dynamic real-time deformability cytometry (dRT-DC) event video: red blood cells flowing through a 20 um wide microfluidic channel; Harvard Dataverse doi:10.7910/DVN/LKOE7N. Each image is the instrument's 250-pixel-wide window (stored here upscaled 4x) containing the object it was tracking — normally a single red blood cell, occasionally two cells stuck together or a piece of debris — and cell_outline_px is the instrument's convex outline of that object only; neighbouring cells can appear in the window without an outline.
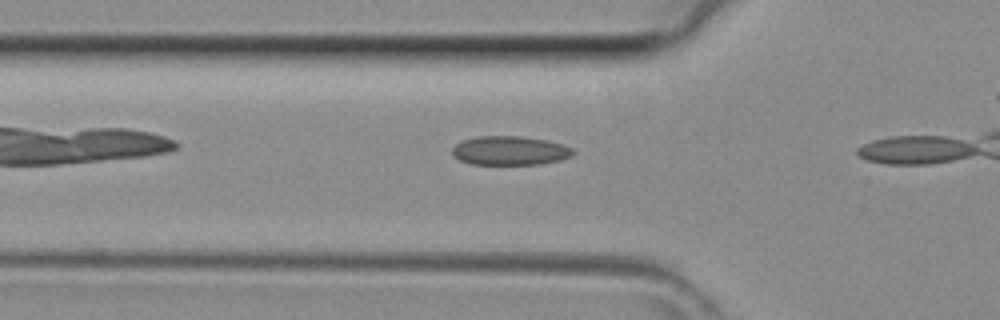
{"species": "common noctule bat (a hibernating species)", "species_latin": "Nyctalus noctula", "temperature_condition": "room temperature", "stored_images_in_passage": 5, "camera_frame_rate_fps": 3000, "um_per_image_px": 0.085, "animal": {"sex": "female", "body_mass_g": 29.2, "forearm_length_mm": 56.3}, "frame": {"image": 1, "passage_image": 4, "time_ms": 1.0, "image_size_px": [1000, 320], "cell_outline_px": [[576, 152], [572, 156], [560, 160], [540, 164], [472, 164], [460, 160], [452, 156], [452, 148], [460, 140], [476, 136], [520, 136], [548, 140], [564, 144], [572, 148]], "centroid_in_image_um": [43.34, 12.79], "position_along_channel_um": 82.5, "area_um2": 20.69}}